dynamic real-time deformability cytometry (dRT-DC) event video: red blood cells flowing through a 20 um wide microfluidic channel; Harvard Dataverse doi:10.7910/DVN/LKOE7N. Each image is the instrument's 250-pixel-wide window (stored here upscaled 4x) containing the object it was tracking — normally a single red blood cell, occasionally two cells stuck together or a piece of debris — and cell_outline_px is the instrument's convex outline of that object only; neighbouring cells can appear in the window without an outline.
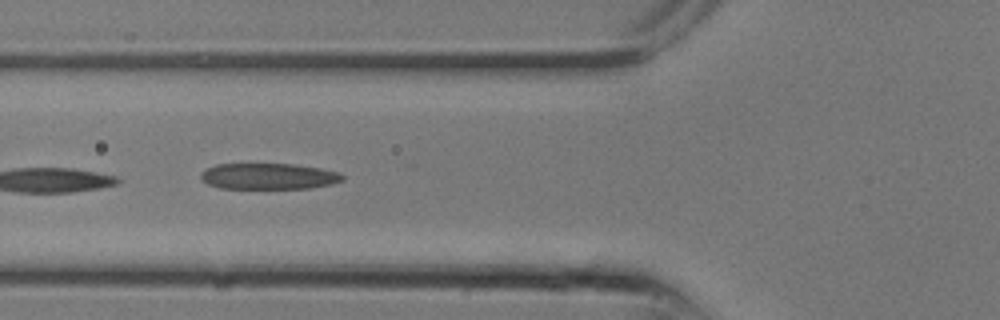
{"species": "common noctule bat (a hibernating species)", "species_latin": "Nyctalus noctula", "temperature_condition": "room temperature", "stored_images_in_passage": 22, "camera_frame_rate_fps": 3000, "um_per_image_px": 0.085, "animal": {"sex": "male", "body_mass_g": 13.3}, "frame": {"image": 1, "passage_image": 7, "time_ms": 2.0, "image_size_px": [1000, 320], "cell_outline_px": [[344, 180], [332, 184], [312, 188], [220, 188], [208, 184], [200, 176], [200, 172], [216, 164], [292, 164], [320, 168], [340, 172], [344, 176]], "centroid_in_image_um": [22.87, 14.98], "position_along_channel_um": 102.9, "area_um2": 21.5}}
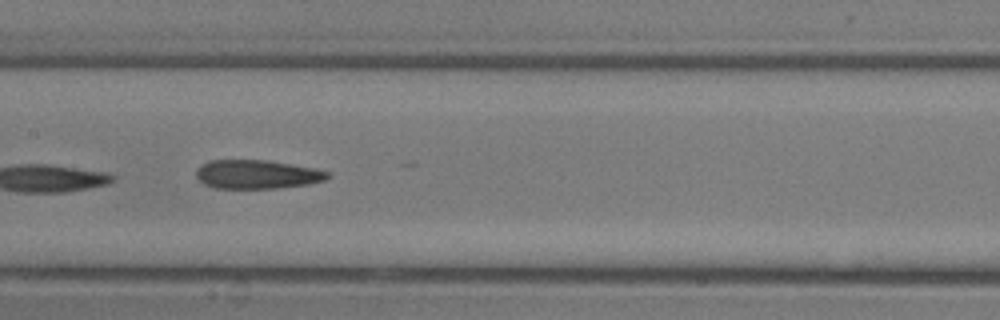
{"frame": {"image": 2, "passage_image": 10, "time_ms": 3.0, "image_size_px": [1000, 320], "cell_outline_px": [[328, 176], [324, 180], [308, 184], [276, 188], [216, 188], [204, 184], [196, 176], [196, 172], [200, 164], [212, 160], [268, 160], [316, 168], [328, 172]], "centroid_in_image_um": [21.83, 14.81], "position_along_channel_um": 185.6, "area_um2": 21.96}}
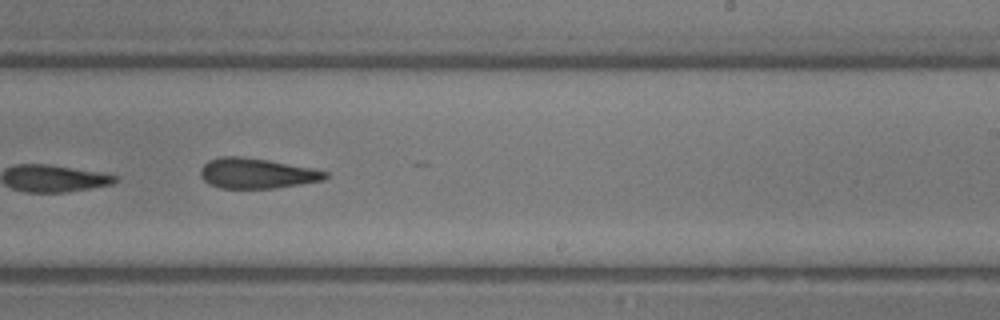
{"frame": {"image": 3, "passage_image": 13, "time_ms": 4.0, "image_size_px": [1000, 320], "cell_outline_px": [[328, 176], [324, 180], [300, 184], [272, 188], [220, 188], [208, 184], [200, 176], [200, 168], [208, 160], [220, 156], [240, 156], [268, 160], [312, 168], [328, 172]], "centroid_in_image_um": [21.78, 14.73], "position_along_channel_um": 267.2, "area_um2": 22.02}}